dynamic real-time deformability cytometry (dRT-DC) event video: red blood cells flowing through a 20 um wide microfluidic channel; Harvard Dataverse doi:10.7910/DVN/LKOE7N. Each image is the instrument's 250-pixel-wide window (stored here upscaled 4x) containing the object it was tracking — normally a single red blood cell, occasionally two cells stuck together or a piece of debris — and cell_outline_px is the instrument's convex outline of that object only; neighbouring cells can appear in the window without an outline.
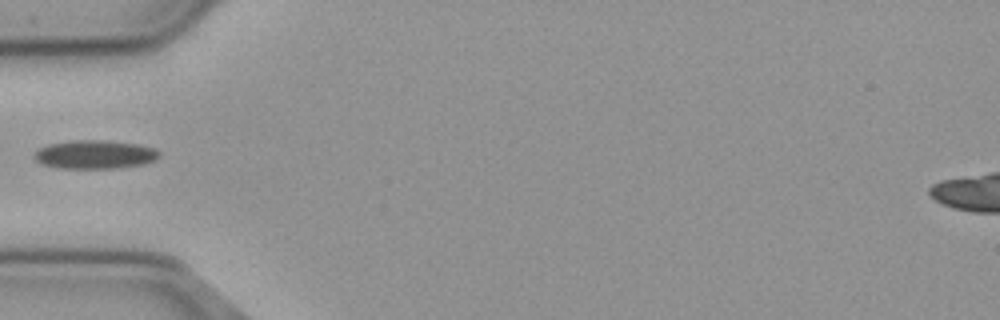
{"species": "common noctule bat (a hibernating species)", "species_latin": "Nyctalus noctula", "temperature_condition": "cold", "stored_images_in_passage": 38, "camera_frame_rate_fps": 3000, "um_per_image_px": 0.085, "animal": {"sex": "male", "body_mass_g": 23.1, "forearm_length_mm": 52.7}, "frame": {"image": 1, "passage_image": 1, "time_ms": 0.0, "image_size_px": [1000, 320], "cell_outline_px": [[160, 156], [144, 164], [112, 168], [60, 168], [44, 164], [36, 160], [36, 152], [40, 148], [48, 144], [72, 140], [100, 140], [136, 144], [152, 148], [160, 152]], "centroid_in_image_um": [8.06, 13.13], "position_along_channel_um": 76.9, "area_um2": 20.35}}
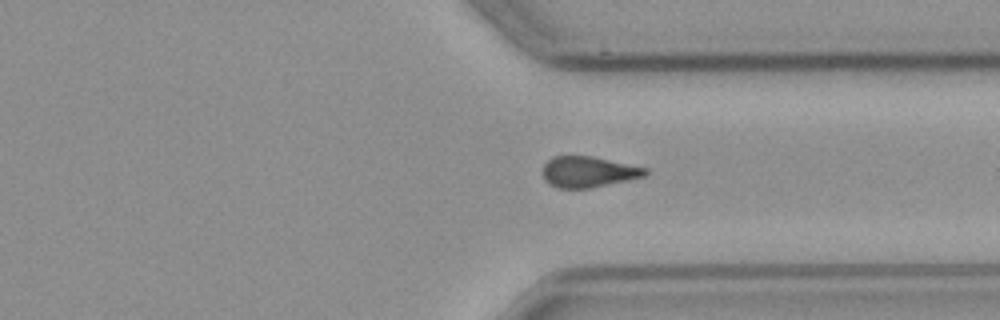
{"frame": {"image": 2, "passage_image": 24, "time_ms": 7.667, "image_size_px": [1000, 320], "cell_outline_px": [[648, 172], [644, 176], [588, 188], [560, 188], [544, 180], [544, 164], [552, 156], [592, 156], [648, 168]], "centroid_in_image_um": [50.0, 14.59], "position_along_channel_um": 361.4, "area_um2": 18.09}}
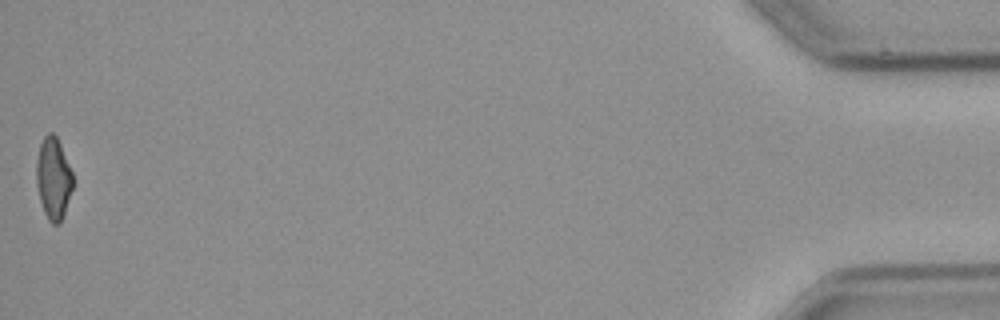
{"frame": {"image": 3, "passage_image": 38, "time_ms": 12.333, "image_size_px": [1000, 320], "cell_outline_px": [[72, 188], [60, 224], [52, 224], [48, 220], [44, 212], [40, 200], [36, 184], [36, 164], [40, 144], [44, 136], [48, 132], [52, 132], [56, 136], [60, 144], [72, 172]], "centroid_in_image_um": [4.52, 15.16], "position_along_channel_um": 430.7, "area_um2": 17.17}}